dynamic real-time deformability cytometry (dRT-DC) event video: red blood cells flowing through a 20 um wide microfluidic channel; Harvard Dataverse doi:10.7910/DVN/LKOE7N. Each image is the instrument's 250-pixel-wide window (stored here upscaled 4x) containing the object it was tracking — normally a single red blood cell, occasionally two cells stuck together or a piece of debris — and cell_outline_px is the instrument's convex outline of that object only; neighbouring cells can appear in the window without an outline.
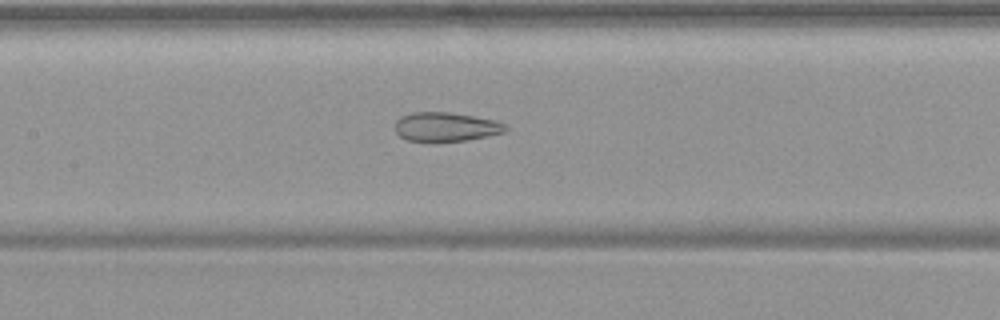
{"species": "common noctule bat (a hibernating species)", "species_latin": "Nyctalus noctula", "temperature_condition": "warm", "stored_images_in_passage": 54, "camera_frame_rate_fps": 3000, "um_per_image_px": 0.085, "animal": {"sex": "female", "body_mass_g": 19.9}, "frame": {"image": 1, "passage_image": 26, "time_ms": 8.333, "image_size_px": [1000, 320], "cell_outline_px": [[508, 128], [504, 132], [488, 136], [464, 140], [408, 140], [400, 136], [396, 132], [396, 120], [400, 116], [412, 112], [452, 112], [476, 116], [496, 120], [504, 124]], "centroid_in_image_um": [37.92, 10.75], "position_along_channel_um": 169.5, "area_um2": 18.5}}
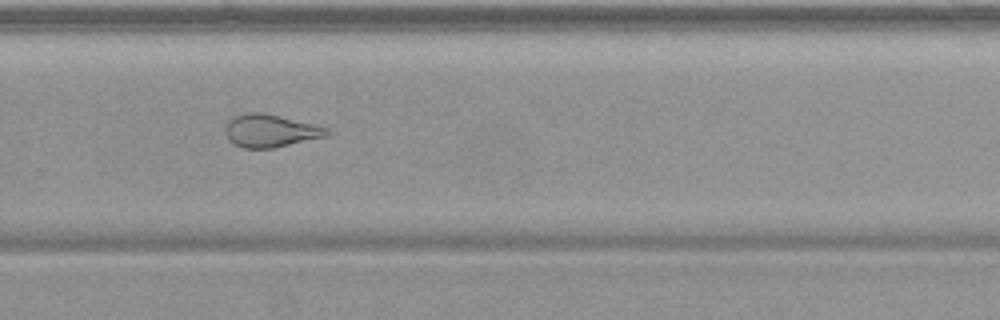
{"frame": {"image": 2, "passage_image": 37, "time_ms": 12.0, "image_size_px": [1000, 320], "cell_outline_px": [[332, 132], [328, 136], [272, 148], [244, 148], [232, 144], [228, 140], [224, 128], [228, 120], [236, 116], [248, 112], [264, 112], [328, 128]], "centroid_in_image_um": [22.96, 11.12], "position_along_channel_um": 306.8, "area_um2": 19.42}}
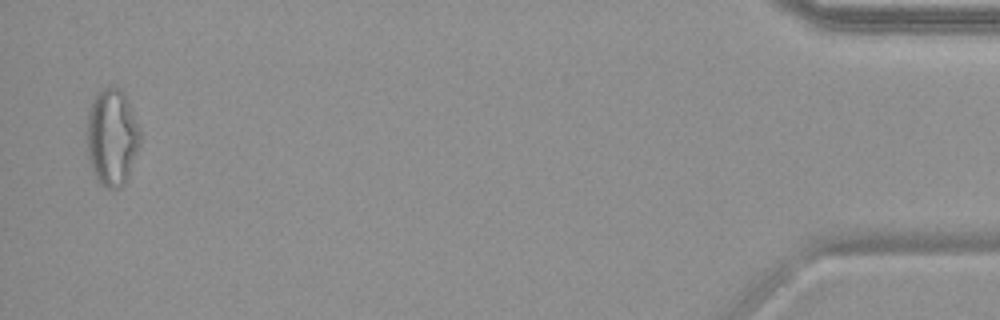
{"frame": {"image": 3, "passage_image": 53, "time_ms": 17.333, "image_size_px": [1000, 320], "cell_outline_px": [[140, 144], [128, 176], [124, 184], [120, 188], [108, 188], [100, 184], [92, 168], [88, 156], [88, 112], [92, 100], [96, 92], [104, 88], [120, 88], [124, 92], [140, 128]], "centroid_in_image_um": [9.53, 11.65], "position_along_channel_um": 425.7, "area_um2": 29.82}, "authors_computed_cell_mechanics": {"area_um2": 25.5476, "velocity_mm_per_s": 3.7621, "shape_relaxation_time_tau1_ms": null, "shape_relaxation_time_tau2_ms": 1.6336, "deformation_change_tau1": null, "deformation_change_tau2": 0.1022}}